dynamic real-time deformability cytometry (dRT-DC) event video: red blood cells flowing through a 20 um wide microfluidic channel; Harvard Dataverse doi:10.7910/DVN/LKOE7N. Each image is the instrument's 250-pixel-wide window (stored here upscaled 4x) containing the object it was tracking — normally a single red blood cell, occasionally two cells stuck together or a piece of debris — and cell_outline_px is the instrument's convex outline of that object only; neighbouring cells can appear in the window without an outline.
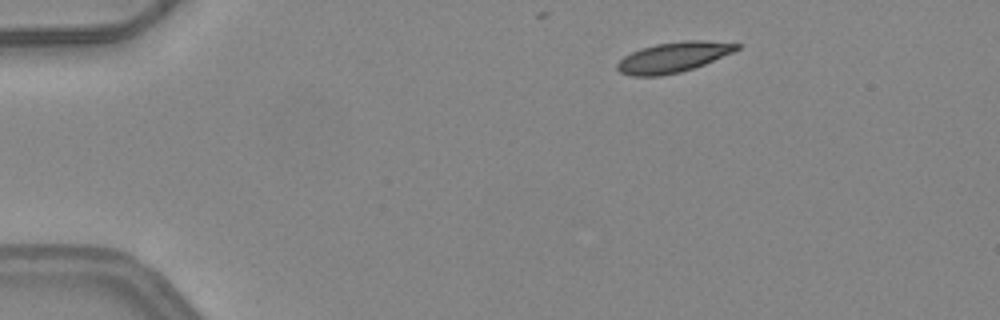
{"species": "common noctule bat (a hibernating species)", "species_latin": "Nyctalus noctula", "temperature_condition": "warm", "stored_images_in_passage": 3, "camera_frame_rate_fps": 3000, "um_per_image_px": 0.085, "animal": {"sex": "female", "body_mass_g": 24.6, "forearm_length_mm": 56.2}, "frame": {"image": 1, "passage_image": 1, "time_ms": 0.0, "image_size_px": [1000, 320], "cell_outline_px": [[740, 48], [732, 52], [704, 64], [680, 72], [660, 76], [632, 76], [620, 72], [616, 68], [616, 64], [624, 56], [640, 48], [656, 44], [684, 40], [704, 40], [740, 44]], "centroid_in_image_um": [57.2, 4.86], "position_along_channel_um": 27.8, "area_um2": 20.92}}